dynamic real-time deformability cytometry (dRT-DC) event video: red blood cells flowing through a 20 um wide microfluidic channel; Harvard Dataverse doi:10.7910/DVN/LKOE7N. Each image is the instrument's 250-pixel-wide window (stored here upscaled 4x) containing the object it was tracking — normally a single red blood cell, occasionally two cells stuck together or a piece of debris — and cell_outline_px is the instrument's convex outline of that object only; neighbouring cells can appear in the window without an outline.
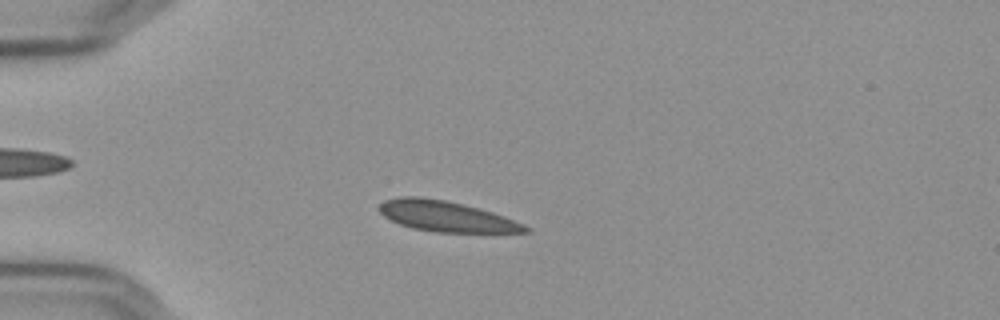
{"species": "Egyptian fruit bat (a non-hibernating species)", "species_latin": "Rousettus aegyptiacus", "temperature_condition": "cold", "stored_images_in_passage": 54, "camera_frame_rate_fps": 3000, "um_per_image_px": 0.085, "frame": {"image": 1, "passage_image": 13, "time_ms": 4.0, "image_size_px": [1000, 320], "cell_outline_px": [[532, 232], [436, 232], [412, 228], [400, 224], [384, 216], [376, 208], [384, 200], [404, 196], [416, 196], [444, 200], [464, 204], [492, 212], [504, 216], [524, 224], [532, 228]], "centroid_in_image_um": [37.94, 18.39], "position_along_channel_um": 47.1, "area_um2": 25.95}}
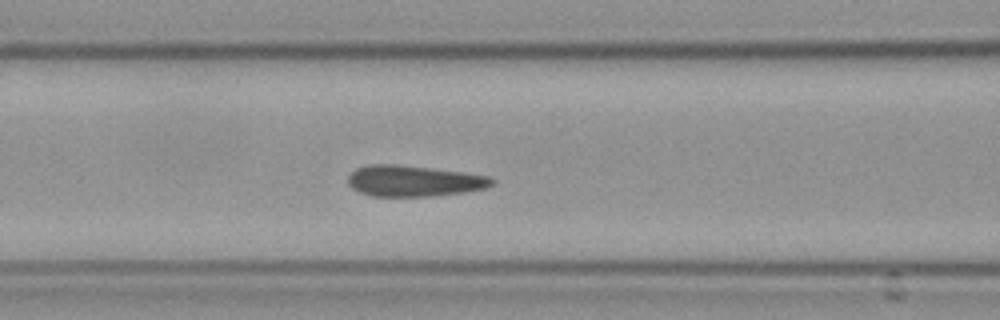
{"frame": {"image": 2, "passage_image": 22, "time_ms": 7.0, "image_size_px": [1000, 320], "cell_outline_px": [[496, 180], [488, 188], [464, 192], [432, 196], [372, 196], [360, 192], [352, 188], [348, 184], [348, 176], [356, 168], [372, 164], [392, 164], [432, 168], [464, 172], [488, 176]], "centroid_in_image_um": [35.19, 15.38], "position_along_channel_um": 131.4, "area_um2": 26.01}}
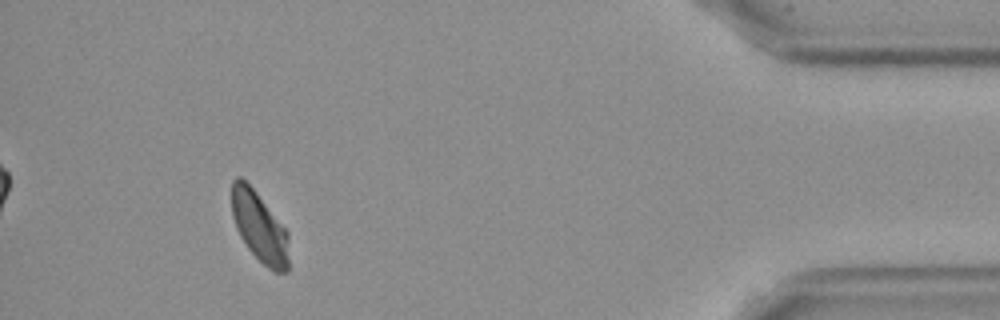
{"frame": {"image": 3, "passage_image": 50, "time_ms": 16.333, "image_size_px": [1000, 320], "cell_outline_px": [[288, 272], [276, 272], [268, 268], [248, 248], [240, 236], [236, 228], [232, 216], [232, 180], [236, 176], [240, 176], [256, 192], [288, 232]], "centroid_in_image_um": [22.04, 19.29], "position_along_channel_um": 413.2, "area_um2": 23.06}}